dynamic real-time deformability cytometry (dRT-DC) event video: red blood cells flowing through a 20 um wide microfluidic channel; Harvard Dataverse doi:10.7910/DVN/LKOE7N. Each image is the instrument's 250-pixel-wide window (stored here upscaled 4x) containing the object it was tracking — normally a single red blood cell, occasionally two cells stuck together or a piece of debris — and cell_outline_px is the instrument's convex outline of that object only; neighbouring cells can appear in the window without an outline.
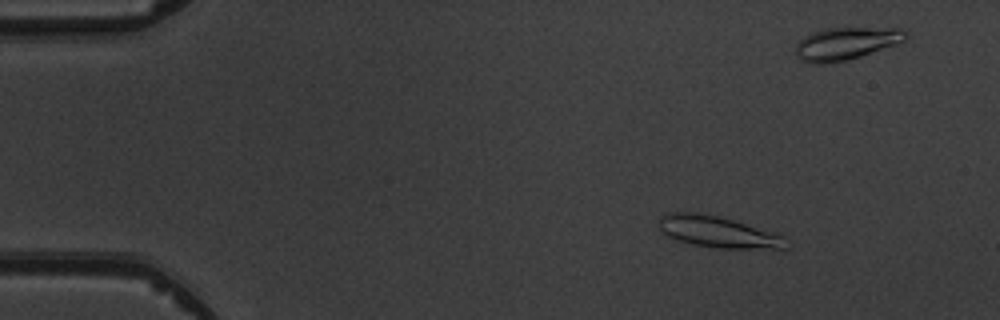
{"species": "common noctule bat (a hibernating species)", "species_latin": "Nyctalus noctula", "temperature_condition": "warm", "stored_images_in_passage": 5, "camera_frame_rate_fps": 3000, "um_per_image_px": 0.085, "animal": {"sex": "male", "body_mass_g": 19.5, "forearm_length_mm": 54.6}, "frame": {"image": 1, "passage_image": 2, "time_ms": 1.333, "image_size_px": [1000, 320], "cell_outline_px": [[792, 244], [788, 248], [716, 248], [692, 244], [668, 236], [660, 228], [660, 216], [668, 212], [696, 212], [716, 216], [732, 220], [784, 236]], "centroid_in_image_um": [61.05, 19.72], "position_along_channel_um": 23.9, "area_um2": 22.89}}